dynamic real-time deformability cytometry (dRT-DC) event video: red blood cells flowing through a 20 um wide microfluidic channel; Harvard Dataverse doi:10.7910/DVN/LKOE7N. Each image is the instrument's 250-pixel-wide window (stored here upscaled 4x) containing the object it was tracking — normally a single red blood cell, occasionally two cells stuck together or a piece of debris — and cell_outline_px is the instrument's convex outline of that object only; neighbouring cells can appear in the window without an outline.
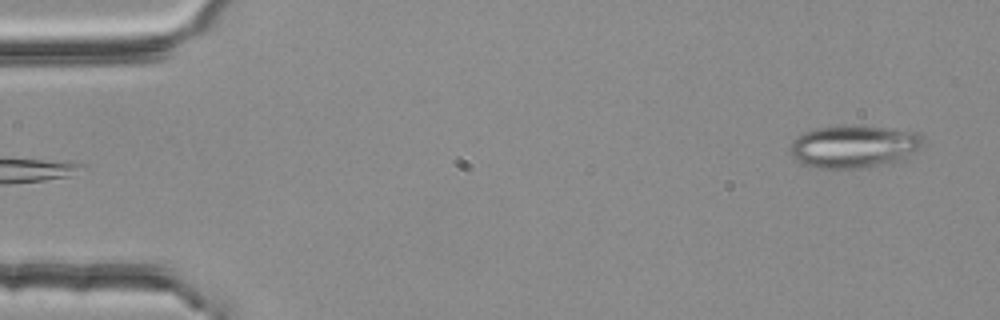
{"species": "common noctule bat (a hibernating species)", "species_latin": "Nyctalus noctula", "temperature_condition": "room temperature", "stored_images_in_passage": 3, "camera_frame_rate_fps": 3000, "um_per_image_px": 0.085, "animal": {"sex": "female", "body_mass_g": 25.1}, "frame": {"image": 1, "passage_image": 3, "time_ms": 0.667, "image_size_px": [1000, 320], "cell_outline_px": [[924, 144], [920, 148], [896, 160], [880, 164], [860, 168], [816, 168], [804, 164], [796, 160], [792, 156], [792, 140], [796, 136], [804, 132], [816, 128], [852, 124], [916, 132], [924, 136]], "centroid_in_image_um": [72.54, 12.42], "position_along_channel_um": 12.5, "area_um2": 32.66}}